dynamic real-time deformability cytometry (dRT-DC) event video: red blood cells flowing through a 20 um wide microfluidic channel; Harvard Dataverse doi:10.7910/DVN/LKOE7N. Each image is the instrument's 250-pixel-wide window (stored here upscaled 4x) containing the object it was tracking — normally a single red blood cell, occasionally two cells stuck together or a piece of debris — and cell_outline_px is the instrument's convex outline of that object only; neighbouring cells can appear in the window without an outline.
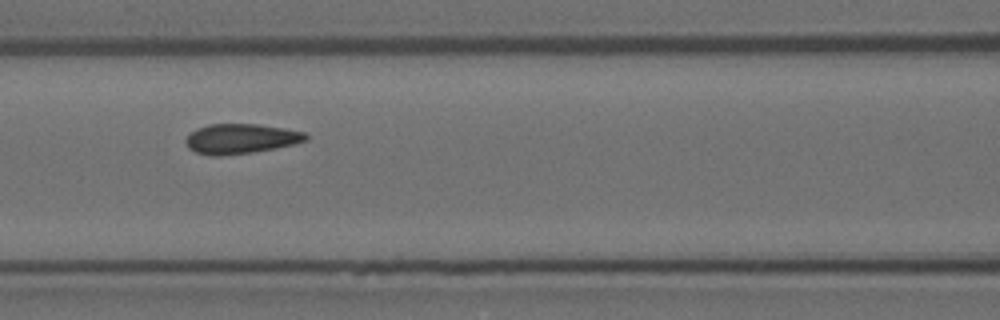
{"species": "Egyptian fruit bat (a non-hibernating species)", "species_latin": "Rousettus aegyptiacus", "temperature_condition": "room temperature", "stored_images_in_passage": 11, "camera_frame_rate_fps": 3000, "um_per_image_px": 0.085, "animal": {"sex": "female"}, "frame": {"image": 1, "passage_image": 4, "time_ms": 1.0, "image_size_px": [1000, 320], "cell_outline_px": [[308, 140], [276, 148], [252, 152], [220, 156], [212, 156], [196, 152], [188, 148], [184, 140], [196, 128], [208, 124], [260, 124], [308, 132]], "centroid_in_image_um": [20.48, 11.78], "position_along_channel_um": 146.1, "area_um2": 21.04}}
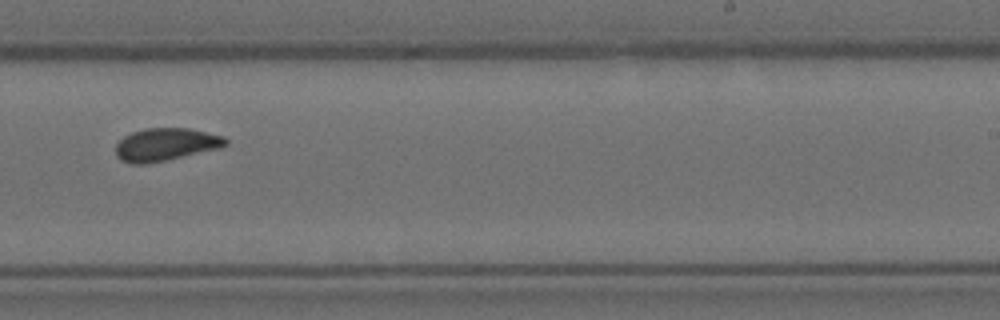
{"frame": {"image": 2, "passage_image": 7, "time_ms": 2.0, "image_size_px": [1000, 320], "cell_outline_px": [[228, 144], [220, 148], [164, 160], [144, 164], [132, 164], [120, 160], [116, 156], [116, 144], [124, 136], [132, 132], [144, 128], [188, 128], [224, 136], [228, 140]], "centroid_in_image_um": [14.07, 12.27], "position_along_channel_um": 274.9, "area_um2": 20.87}}
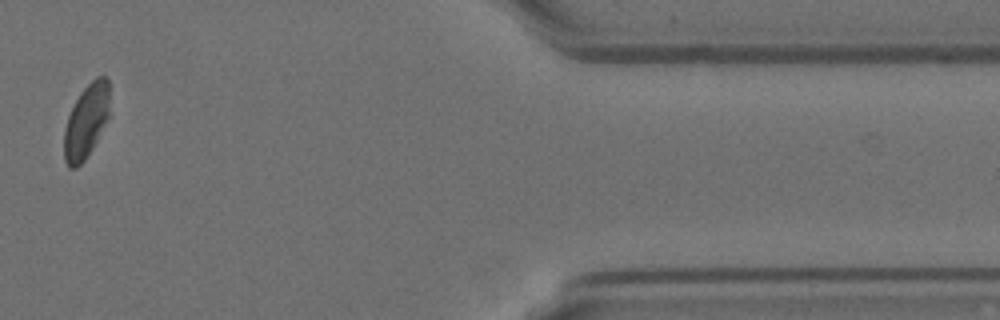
{"frame": {"image": 3, "passage_image": 10, "time_ms": 3.0, "image_size_px": [1000, 320], "cell_outline_px": [[112, 116], [92, 148], [84, 160], [76, 168], [68, 168], [64, 160], [64, 128], [68, 116], [80, 92], [96, 76], [104, 76], [108, 80]], "centroid_in_image_um": [7.38, 10.29], "position_along_channel_um": 404.0, "area_um2": 20.17}}